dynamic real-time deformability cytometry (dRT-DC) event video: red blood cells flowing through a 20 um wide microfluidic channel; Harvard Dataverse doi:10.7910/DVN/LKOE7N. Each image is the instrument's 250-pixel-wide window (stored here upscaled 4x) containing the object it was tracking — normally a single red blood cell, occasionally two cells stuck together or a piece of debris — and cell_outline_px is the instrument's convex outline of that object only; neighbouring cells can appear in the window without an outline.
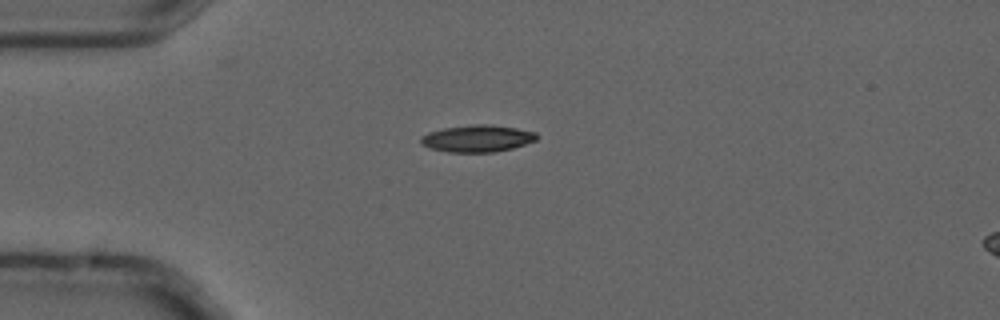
{"species": "common noctule bat (a hibernating species)", "species_latin": "Nyctalus noctula", "temperature_condition": "cold", "stored_images_in_passage": 6, "camera_frame_rate_fps": 3000, "um_per_image_px": 0.085, "animal": {"sex": "male", "forearm_length_mm": 52.5}, "frame": {"image": 1, "passage_image": 5, "time_ms": 1.333, "image_size_px": [1000, 320], "cell_outline_px": [[536, 140], [512, 148], [496, 152], [448, 152], [432, 148], [420, 144], [420, 136], [428, 132], [444, 128], [472, 124], [488, 124], [516, 128], [536, 132]], "centroid_in_image_um": [40.54, 11.77], "position_along_channel_um": 44.5, "area_um2": 18.15}}